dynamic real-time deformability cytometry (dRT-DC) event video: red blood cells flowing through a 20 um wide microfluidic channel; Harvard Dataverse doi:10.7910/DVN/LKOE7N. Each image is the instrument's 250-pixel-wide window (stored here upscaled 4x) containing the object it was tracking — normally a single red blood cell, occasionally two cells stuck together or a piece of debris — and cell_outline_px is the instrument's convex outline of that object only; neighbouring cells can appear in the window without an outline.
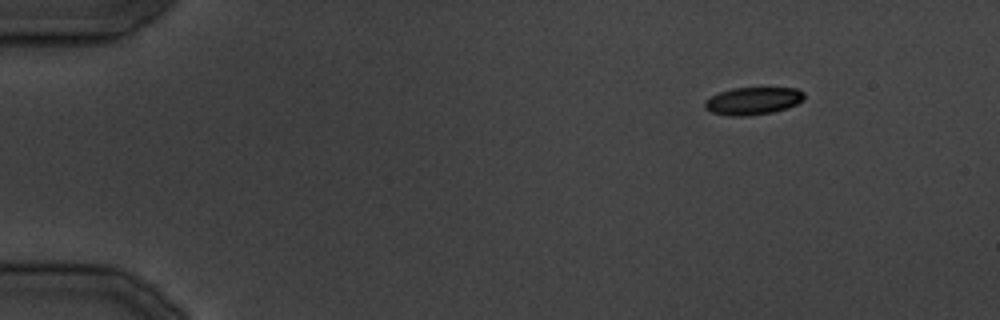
{"species": "common noctule bat (a hibernating species)", "species_latin": "Nyctalus noctula", "temperature_condition": "cold", "stored_images_in_passage": 19, "camera_frame_rate_fps": 3000, "um_per_image_px": 0.085, "animal": {"sex": "male", "body_mass_g": 19.5, "forearm_length_mm": 54.6}, "frame": {"image": 1, "passage_image": 1, "time_ms": 0.0, "image_size_px": [1000, 320], "cell_outline_px": [[804, 100], [788, 108], [772, 112], [748, 116], [728, 116], [712, 112], [704, 108], [704, 100], [720, 92], [732, 88], [796, 88], [804, 92]], "centroid_in_image_um": [64.0, 8.58], "position_along_channel_um": 21.0, "area_um2": 16.01}}
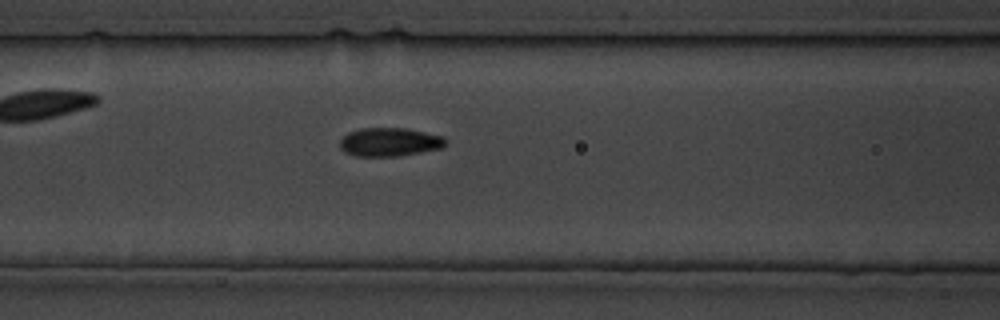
{"frame": {"image": 2, "passage_image": 12, "time_ms": 13.333, "image_size_px": [1000, 320], "cell_outline_px": [[448, 144], [440, 148], [420, 152], [396, 156], [356, 156], [344, 152], [340, 148], [340, 140], [348, 132], [360, 128], [404, 128], [444, 136], [448, 140]], "centroid_in_image_um": [33.12, 12.07], "position_along_channel_um": 133.5, "area_um2": 17.63}}
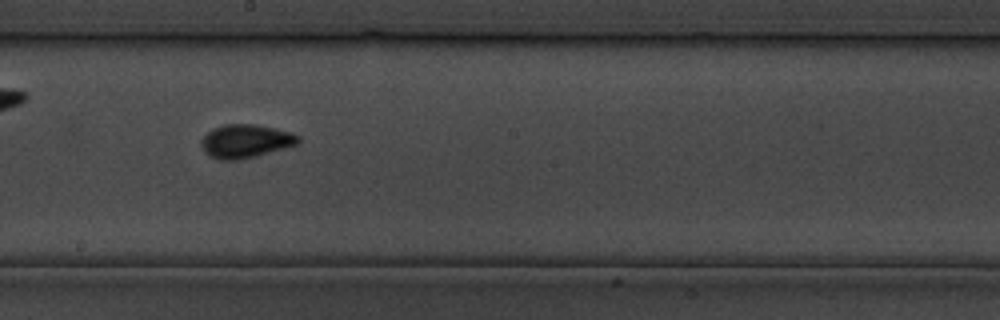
{"frame": {"image": 3, "passage_image": 17, "time_ms": 19.333, "image_size_px": [1000, 320], "cell_outline_px": [[300, 140], [296, 144], [284, 148], [256, 156], [236, 160], [220, 160], [204, 152], [200, 144], [200, 140], [212, 128], [224, 124], [256, 124], [288, 132], [300, 136]], "centroid_in_image_um": [20.83, 11.99], "position_along_channel_um": 227.4, "area_um2": 18.73}}